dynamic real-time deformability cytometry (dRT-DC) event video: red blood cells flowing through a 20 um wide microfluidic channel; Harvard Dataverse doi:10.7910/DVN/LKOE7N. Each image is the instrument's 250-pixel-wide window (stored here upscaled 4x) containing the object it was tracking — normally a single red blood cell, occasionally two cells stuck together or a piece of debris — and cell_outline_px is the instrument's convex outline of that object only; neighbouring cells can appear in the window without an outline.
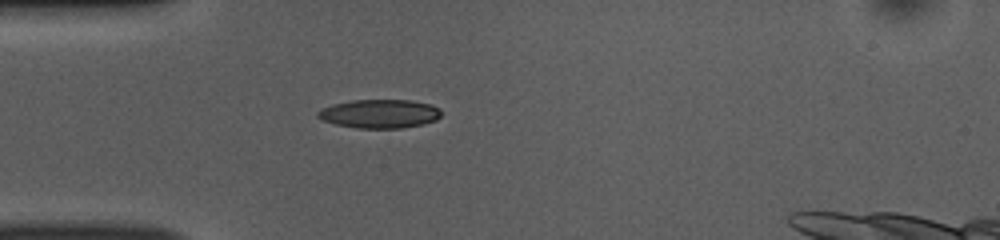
{"species": "common noctule bat (a hibernating species)", "species_latin": "Nyctalus noctula", "temperature_condition": "room temperature", "stored_images_in_passage": 34, "camera_frame_rate_fps": 3000, "um_per_image_px": 0.085, "animal": {"sex": "female", "body_mass_g": 10.0, "forearm_length_mm": 53.1}, "frame": {"image": 1, "passage_image": 1, "time_ms": 0.0, "image_size_px": [1000, 240], "cell_outline_px": [[440, 112], [432, 120], [416, 124], [376, 128], [344, 124], [332, 120], [344, 104], [368, 100], [396, 100], [420, 104], [436, 108]], "centroid_in_image_um": [32.69, 9.66], "position_along_channel_um": 52.3, "area_um2": 16.18}}
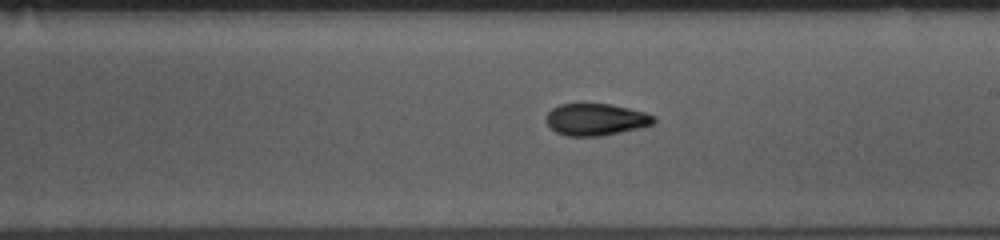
{"frame": {"image": 2, "passage_image": 16, "time_ms": 5.0, "image_size_px": [1000, 240], "cell_outline_px": [[652, 120], [648, 124], [608, 132], [564, 132], [556, 128], [548, 120], [552, 112], [556, 108], [568, 104], [600, 104], [620, 108], [652, 116]], "centroid_in_image_um": [50.63, 10.07], "position_along_channel_um": 238.4, "area_um2": 16.18}}
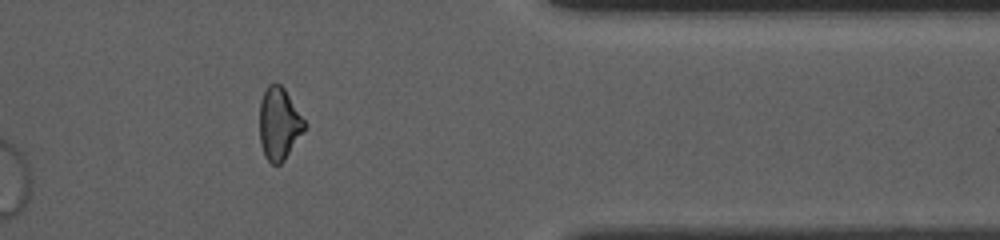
{"frame": {"image": 3, "passage_image": 29, "time_ms": 9.333, "image_size_px": [1000, 240], "cell_outline_px": [[304, 128], [284, 156], [276, 164], [268, 156], [264, 148], [260, 132], [260, 112], [264, 96], [280, 88], [284, 92], [304, 120]], "centroid_in_image_um": [23.73, 10.58], "position_along_channel_um": 387.7, "area_um2": 15.9}, "authors_computed_cell_mechanics": {"area_um2": 16.1262, "velocity_mm_per_s": 3.8547, "shape_relaxation_time_tau1_ms": null, "shape_relaxation_time_tau2_ms": 3.5482, "deformation_change_tau1": null, "deformation_change_tau2": 0.1004}}